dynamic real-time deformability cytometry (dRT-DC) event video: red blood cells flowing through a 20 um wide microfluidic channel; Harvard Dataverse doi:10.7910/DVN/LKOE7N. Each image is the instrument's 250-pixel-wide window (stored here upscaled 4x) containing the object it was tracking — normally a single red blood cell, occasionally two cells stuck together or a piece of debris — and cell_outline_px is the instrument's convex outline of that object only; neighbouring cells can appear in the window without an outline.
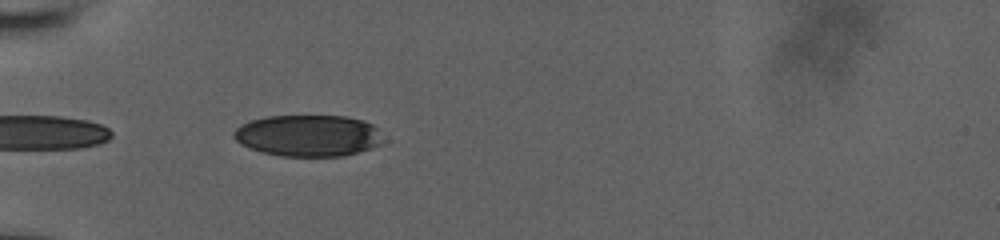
{"species": "human", "species_latin": "Homo sapiens", "temperature_condition": "room temperature", "stored_images_in_passage": 24, "camera_frame_rate_fps": 3000, "um_per_image_px": 0.085, "donor": {"sex": "male"}, "frame": {"image": 1, "passage_image": 1, "time_ms": 0.0, "image_size_px": [1000, 240], "cell_outline_px": [[380, 144], [372, 148], [344, 156], [280, 156], [260, 152], [248, 148], [240, 144], [232, 136], [232, 132], [240, 124], [248, 120], [268, 116], [344, 116], [364, 120], [372, 124], [376, 128]], "centroid_in_image_um": [26.11, 11.53], "position_along_channel_um": 58.9, "area_um2": 36.24}}
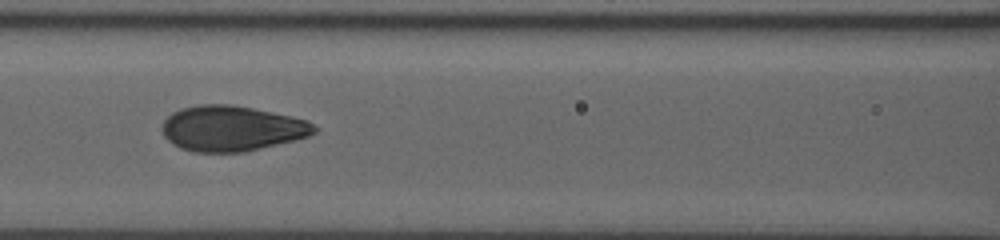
{"frame": {"image": 2, "passage_image": 9, "time_ms": 2.667, "image_size_px": [1000, 240], "cell_outline_px": [[320, 128], [316, 132], [308, 136], [244, 152], [192, 152], [180, 148], [172, 144], [164, 136], [160, 128], [164, 120], [172, 112], [180, 108], [200, 104], [232, 104], [292, 116], [308, 120]], "centroid_in_image_um": [19.67, 10.91], "position_along_channel_um": 146.9, "area_um2": 40.46}}
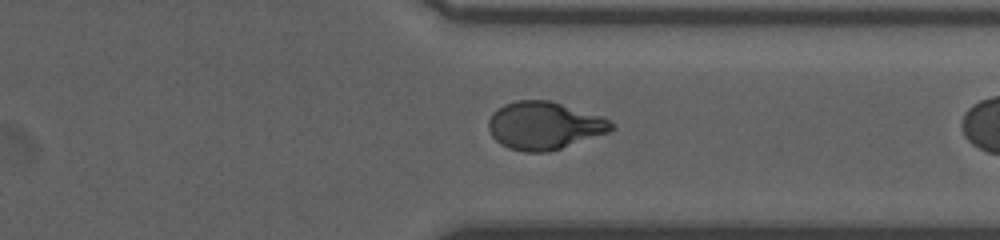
{"frame": {"image": 3, "passage_image": 23, "time_ms": 7.333, "image_size_px": [1000, 240], "cell_outline_px": [[616, 128], [608, 132], [548, 152], [524, 152], [508, 148], [500, 144], [492, 136], [488, 128], [488, 120], [492, 112], [504, 104], [516, 100], [548, 100], [604, 116], [616, 124]], "centroid_in_image_um": [46.26, 10.67], "position_along_channel_um": 365.1, "area_um2": 34.33}}